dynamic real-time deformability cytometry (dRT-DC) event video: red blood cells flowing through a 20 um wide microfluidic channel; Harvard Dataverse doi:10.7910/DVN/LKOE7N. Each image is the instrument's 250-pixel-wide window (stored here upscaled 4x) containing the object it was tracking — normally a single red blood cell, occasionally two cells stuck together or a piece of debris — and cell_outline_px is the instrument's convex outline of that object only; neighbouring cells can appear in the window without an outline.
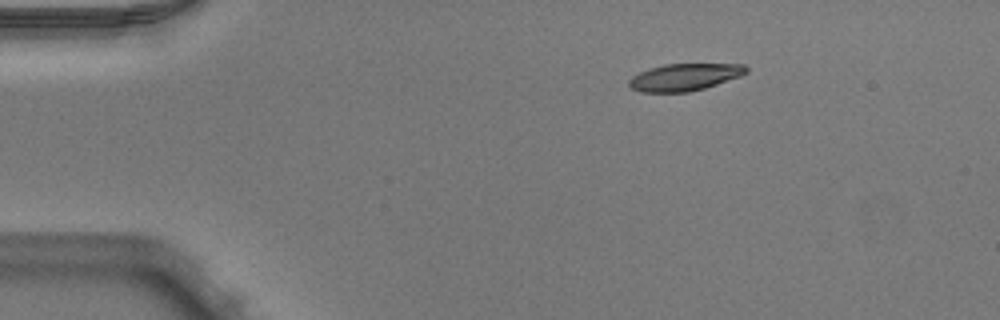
{"species": "Egyptian fruit bat (a non-hibernating species)", "species_latin": "Rousettus aegyptiacus", "temperature_condition": "warm", "stored_images_in_passage": 43, "camera_frame_rate_fps": 3000, "um_per_image_px": 0.085, "animal": {"sex": "male"}, "frame": {"image": 1, "passage_image": 1, "time_ms": 0.0, "image_size_px": [1000, 320], "cell_outline_px": [[748, 72], [740, 76], [704, 88], [688, 92], [640, 92], [632, 88], [628, 84], [628, 80], [632, 76], [648, 68], [664, 64], [744, 64], [748, 68]], "centroid_in_image_um": [58.16, 6.55], "position_along_channel_um": 26.8, "area_um2": 18.5}}
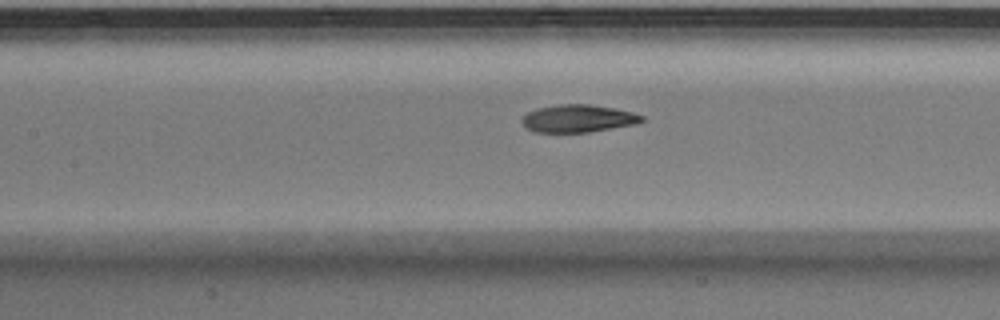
{"frame": {"image": 2, "passage_image": 16, "time_ms": 5.0, "image_size_px": [1000, 320], "cell_outline_px": [[644, 120], [632, 124], [588, 132], [536, 132], [528, 128], [520, 120], [528, 112], [536, 108], [560, 104], [588, 104], [612, 108], [632, 112], [644, 116]], "centroid_in_image_um": [49.1, 10.06], "position_along_channel_um": 158.3, "area_um2": 18.9}}
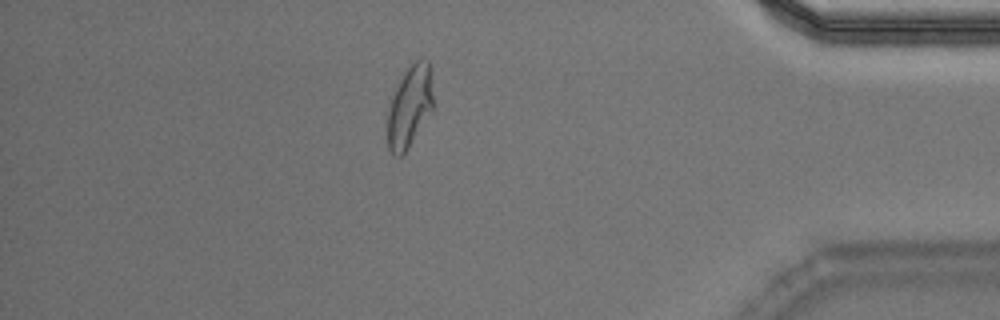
{"frame": {"image": 3, "passage_image": 37, "time_ms": 12.0, "image_size_px": [1000, 320], "cell_outline_px": [[432, 112], [404, 152], [400, 156], [392, 156], [388, 148], [388, 112], [392, 96], [404, 68], [412, 60], [420, 56], [428, 60], [432, 96]], "centroid_in_image_um": [34.8, 8.98], "position_along_channel_um": 400.4, "area_um2": 21.79}, "authors_computed_cell_mechanics": {"area_um2": 20.1144, "velocity_mm_per_s": 3.9678, "shape_relaxation_time_tau1_ms": 3.4402, "shape_relaxation_time_tau2_ms": 1.7705, "deformation_change_tau1": 0.1715, "deformation_change_tau2": 0.0834}}